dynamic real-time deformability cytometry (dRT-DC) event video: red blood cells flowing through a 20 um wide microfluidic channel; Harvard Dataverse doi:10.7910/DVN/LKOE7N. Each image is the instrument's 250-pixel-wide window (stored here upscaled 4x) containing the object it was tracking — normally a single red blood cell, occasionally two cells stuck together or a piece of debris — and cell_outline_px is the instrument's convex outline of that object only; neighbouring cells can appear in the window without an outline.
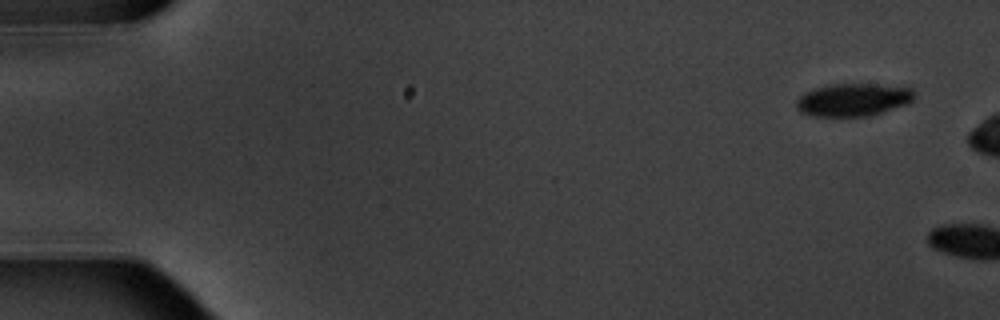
{"species": "common noctule bat (a hibernating species)", "species_latin": "Nyctalus noctula", "temperature_condition": "warm", "stored_images_in_passage": 2, "camera_frame_rate_fps": 3000, "um_per_image_px": 0.085, "animal": {"sex": "male", "body_mass_g": 20.1, "forearm_length_mm": 53.5}, "frame": {"image": 1, "passage_image": 1, "time_ms": 0.0, "image_size_px": [1000, 320], "cell_outline_px": [[916, 96], [908, 104], [884, 112], [868, 116], [812, 116], [800, 112], [796, 108], [796, 100], [804, 92], [816, 88], [832, 84], [872, 84], [912, 88], [916, 92]], "centroid_in_image_um": [72.54, 8.48], "position_along_channel_um": 12.5, "area_um2": 22.66}}